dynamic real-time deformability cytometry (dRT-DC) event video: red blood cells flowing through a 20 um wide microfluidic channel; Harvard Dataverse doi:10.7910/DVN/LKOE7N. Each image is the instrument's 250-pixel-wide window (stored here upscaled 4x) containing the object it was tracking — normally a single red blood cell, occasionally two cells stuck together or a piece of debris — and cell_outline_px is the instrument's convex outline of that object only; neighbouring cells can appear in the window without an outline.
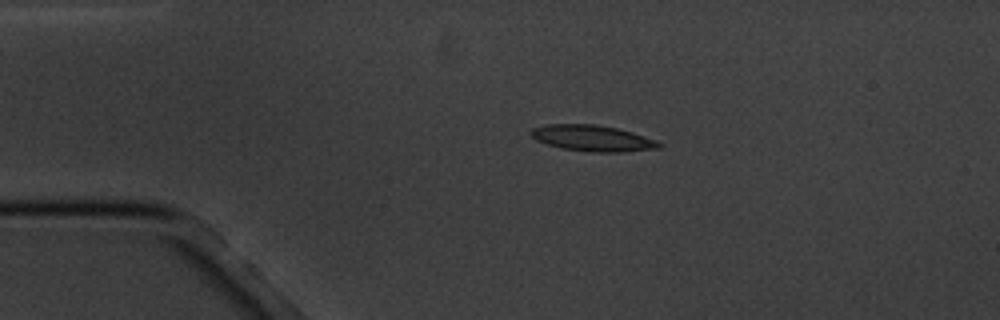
{"species": "common noctule bat (a hibernating species)", "species_latin": "Nyctalus noctula", "temperature_condition": "cold", "stored_images_in_passage": 3, "camera_frame_rate_fps": 3000, "um_per_image_px": 0.085, "animal": {"sex": "male", "body_mass_g": 20.1, "forearm_length_mm": 53.5}, "frame": {"image": 1, "passage_image": 2, "time_ms": 2.0, "image_size_px": [1000, 320], "cell_outline_px": [[664, 144], [660, 148], [624, 152], [588, 152], [560, 148], [536, 140], [528, 132], [532, 128], [548, 124], [596, 124], [616, 128], [632, 132], [656, 140]], "centroid_in_image_um": [50.37, 11.75], "position_along_channel_um": 34.6, "area_um2": 19.59}}